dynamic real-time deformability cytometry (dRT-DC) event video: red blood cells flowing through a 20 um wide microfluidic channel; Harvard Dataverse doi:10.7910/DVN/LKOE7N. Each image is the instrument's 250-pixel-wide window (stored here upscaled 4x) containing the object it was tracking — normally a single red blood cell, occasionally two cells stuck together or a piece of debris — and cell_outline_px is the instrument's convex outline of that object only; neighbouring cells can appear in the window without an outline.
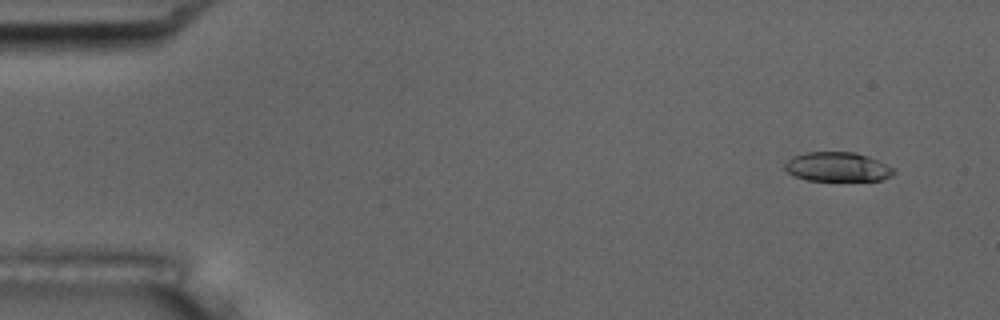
{"species": "common noctule bat (a hibernating species)", "species_latin": "Nyctalus noctula", "temperature_condition": "room temperature", "stored_images_in_passage": 4, "camera_frame_rate_fps": 3000, "um_per_image_px": 0.085, "animal": {"sex": "male", "body_mass_g": 17.5, "forearm_length_mm": 52.3}, "frame": {"image": 1, "passage_image": 1, "time_ms": 0.0, "image_size_px": [1000, 320], "cell_outline_px": [[896, 172], [892, 176], [880, 180], [808, 180], [796, 176], [788, 172], [784, 168], [784, 164], [792, 156], [808, 152], [852, 152], [868, 156], [896, 168]], "centroid_in_image_um": [71.22, 14.18], "position_along_channel_um": 13.8, "area_um2": 18.55}}